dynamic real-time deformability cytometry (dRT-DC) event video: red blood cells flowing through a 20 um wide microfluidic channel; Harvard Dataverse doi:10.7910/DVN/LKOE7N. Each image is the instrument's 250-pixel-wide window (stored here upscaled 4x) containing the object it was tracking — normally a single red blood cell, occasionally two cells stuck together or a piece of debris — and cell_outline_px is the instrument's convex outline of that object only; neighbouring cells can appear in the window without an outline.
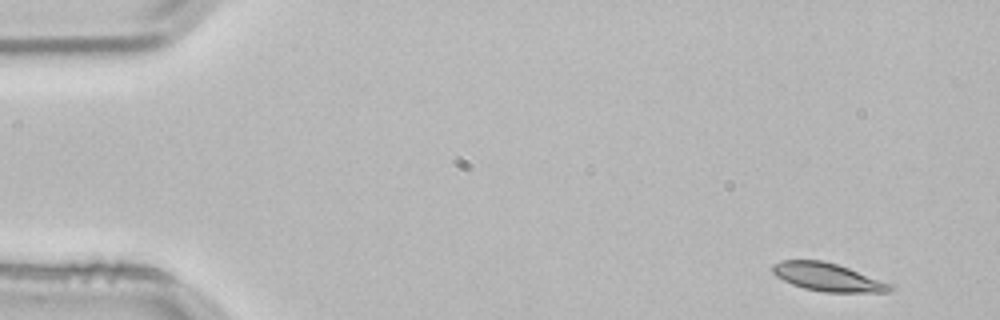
{"species": "common noctule bat (a hibernating species)", "species_latin": "Nyctalus noctula", "temperature_condition": "room temperature", "stored_images_in_passage": 4, "camera_frame_rate_fps": 3000, "um_per_image_px": 0.085, "animal": {"sex": "male", "body_mass_g": 21.5, "forearm_length_mm": 52.0}, "frame": {"image": 1, "passage_image": 1, "time_ms": 0.0, "image_size_px": [1000, 320], "cell_outline_px": [[896, 288], [888, 292], [824, 292], [804, 288], [792, 284], [776, 276], [772, 272], [772, 264], [780, 260], [820, 260], [836, 264], [896, 284]], "centroid_in_image_um": [70.41, 23.56], "position_along_channel_um": 14.6, "area_um2": 19.42}}
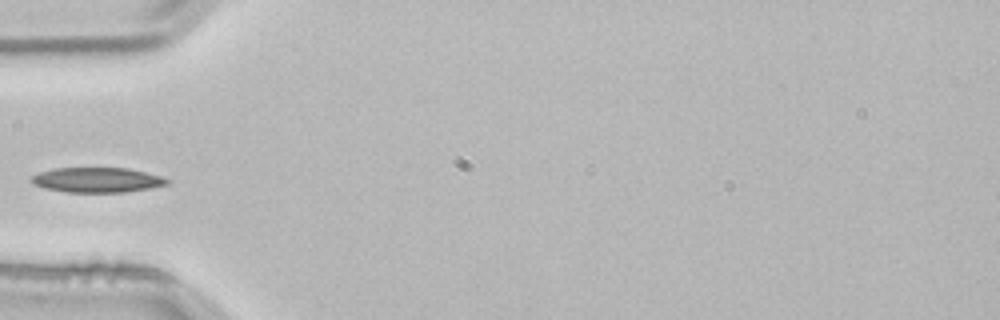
{"frame": {"image": 2, "passage_image": 4, "time_ms": 1.0, "image_size_px": [1000, 320], "cell_outline_px": [[172, 180], [168, 184], [148, 188], [124, 192], [64, 192], [44, 188], [32, 184], [28, 180], [32, 176], [40, 172], [56, 168], [128, 168], [160, 176]], "centroid_in_image_um": [8.21, 15.3], "position_along_channel_um": 76.8, "area_um2": 19.71}}